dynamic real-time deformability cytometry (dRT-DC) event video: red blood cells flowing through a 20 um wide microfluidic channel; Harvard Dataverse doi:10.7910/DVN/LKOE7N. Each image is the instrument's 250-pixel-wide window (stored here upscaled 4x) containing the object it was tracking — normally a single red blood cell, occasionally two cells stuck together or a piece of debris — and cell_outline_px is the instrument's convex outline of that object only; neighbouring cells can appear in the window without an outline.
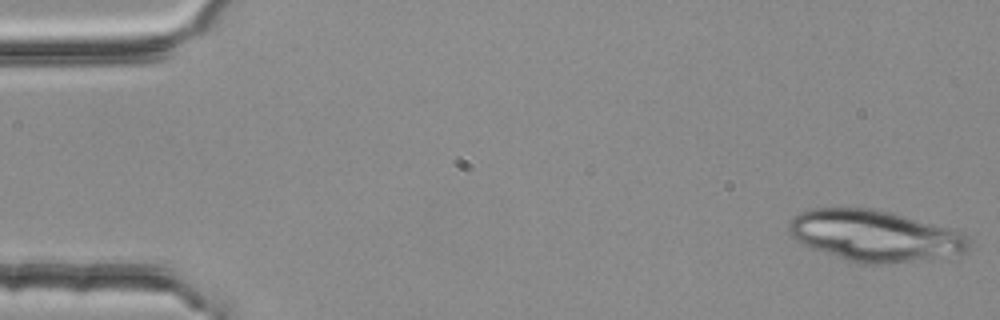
{"species": "common noctule bat (a hibernating species)", "species_latin": "Nyctalus noctula", "temperature_condition": "room temperature", "stored_images_in_passage": 3, "camera_frame_rate_fps": 3000, "um_per_image_px": 0.085, "animal": {"sex": "female", "body_mass_g": 25.1}, "frame": {"image": 1, "passage_image": 3, "time_ms": 0.667, "image_size_px": [1000, 320], "cell_outline_px": [[972, 240], [968, 252], [908, 260], [864, 264], [848, 260], [804, 244], [792, 236], [788, 232], [788, 220], [800, 212], [816, 208], [868, 208], [888, 212], [952, 228], [964, 232]], "centroid_in_image_um": [74.36, 20.0], "position_along_channel_um": 10.6, "area_um2": 52.54}}